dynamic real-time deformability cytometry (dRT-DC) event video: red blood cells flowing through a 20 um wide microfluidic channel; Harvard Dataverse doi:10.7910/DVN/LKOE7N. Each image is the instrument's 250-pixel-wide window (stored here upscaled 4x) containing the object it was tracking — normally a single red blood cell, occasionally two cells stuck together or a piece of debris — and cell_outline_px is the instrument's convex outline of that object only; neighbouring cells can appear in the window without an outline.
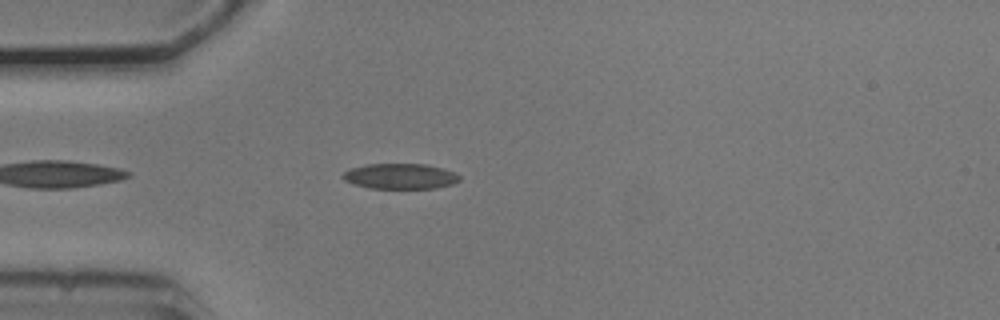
{"species": "common noctule bat (a hibernating species)", "species_latin": "Nyctalus noctula", "temperature_condition": "cold", "stored_images_in_passage": 11, "camera_frame_rate_fps": 3000, "um_per_image_px": 0.085, "animal": {"sex": "male", "body_mass_g": 20.5, "forearm_length_mm": 52.5}, "frame": {"image": 1, "passage_image": 4, "time_ms": 1.0, "image_size_px": [1000, 320], "cell_outline_px": [[460, 180], [452, 184], [436, 188], [368, 188], [344, 180], [340, 176], [348, 168], [364, 164], [428, 164], [444, 168], [456, 172], [460, 176]], "centroid_in_image_um": [34.02, 14.97], "position_along_channel_um": 51.0, "area_um2": 17.51}}
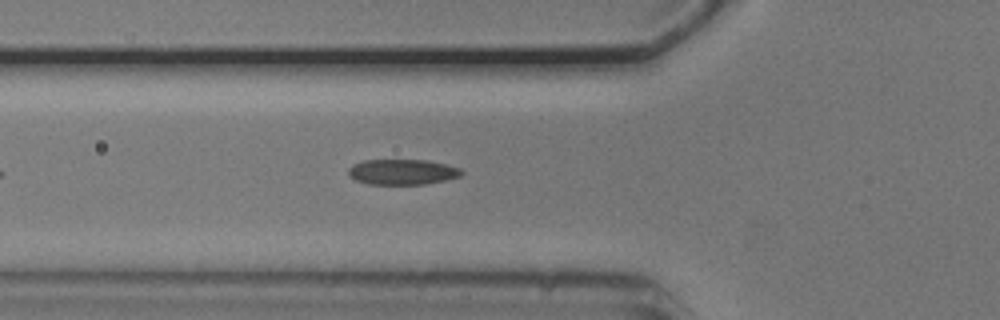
{"frame": {"image": 2, "passage_image": 8, "time_ms": 2.333, "image_size_px": [1000, 320], "cell_outline_px": [[464, 172], [460, 176], [444, 180], [424, 184], [368, 184], [356, 180], [348, 176], [348, 168], [352, 164], [364, 160], [428, 160], [448, 164], [460, 168]], "centroid_in_image_um": [34.19, 14.6], "position_along_channel_um": 91.6, "area_um2": 16.88}}